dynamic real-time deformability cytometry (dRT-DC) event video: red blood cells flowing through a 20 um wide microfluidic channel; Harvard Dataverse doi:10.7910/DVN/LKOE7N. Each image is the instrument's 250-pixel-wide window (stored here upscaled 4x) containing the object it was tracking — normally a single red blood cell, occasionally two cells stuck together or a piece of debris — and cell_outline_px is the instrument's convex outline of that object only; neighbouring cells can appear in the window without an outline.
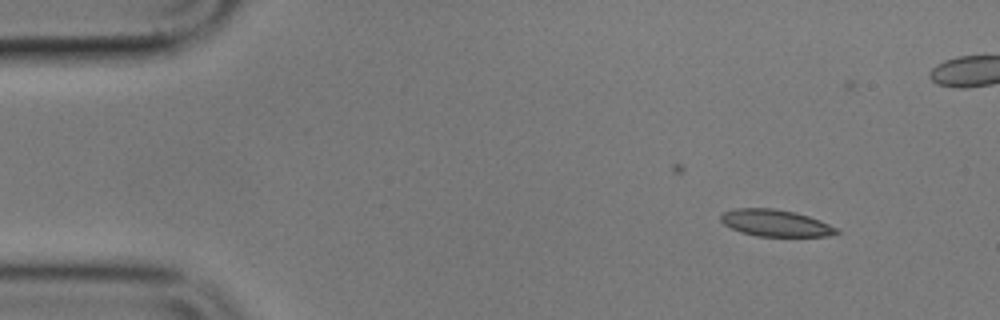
{"species": "common noctule bat (a hibernating species)", "species_latin": "Nyctalus noctula", "temperature_condition": "cold", "stored_images_in_passage": 5, "camera_frame_rate_fps": 3000, "um_per_image_px": 0.085, "animal": {"sex": "male", "body_mass_g": 17.9}, "frame": {"image": 1, "passage_image": 1, "time_ms": 0.0, "image_size_px": [1000, 320], "cell_outline_px": [[840, 232], [828, 236], [756, 236], [740, 232], [724, 224], [720, 220], [720, 216], [724, 212], [736, 208], [772, 208], [796, 212], [820, 220], [836, 228]], "centroid_in_image_um": [65.9, 18.95], "position_along_channel_um": 19.1, "area_um2": 17.98}}
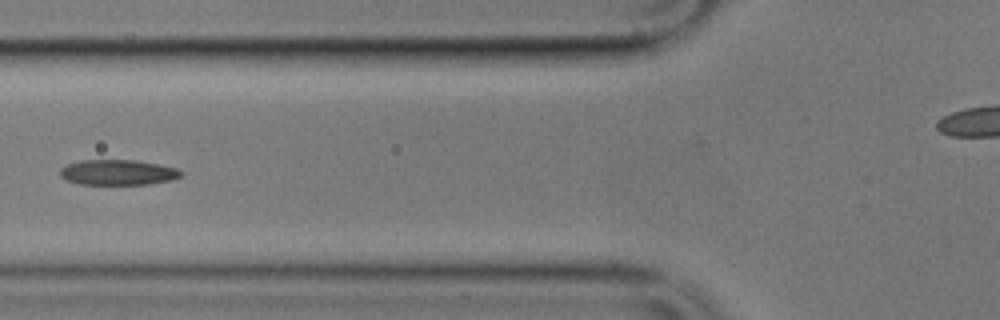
{"frame": {"image": 2, "passage_image": 5, "time_ms": 5.333, "image_size_px": [1000, 320], "cell_outline_px": [[184, 172], [180, 176], [172, 180], [148, 184], [80, 184], [68, 180], [60, 176], [60, 168], [68, 164], [80, 160], [136, 160], [160, 164], [176, 168]], "centroid_in_image_um": [10.04, 14.64], "position_along_channel_um": 115.8, "area_um2": 17.86}}